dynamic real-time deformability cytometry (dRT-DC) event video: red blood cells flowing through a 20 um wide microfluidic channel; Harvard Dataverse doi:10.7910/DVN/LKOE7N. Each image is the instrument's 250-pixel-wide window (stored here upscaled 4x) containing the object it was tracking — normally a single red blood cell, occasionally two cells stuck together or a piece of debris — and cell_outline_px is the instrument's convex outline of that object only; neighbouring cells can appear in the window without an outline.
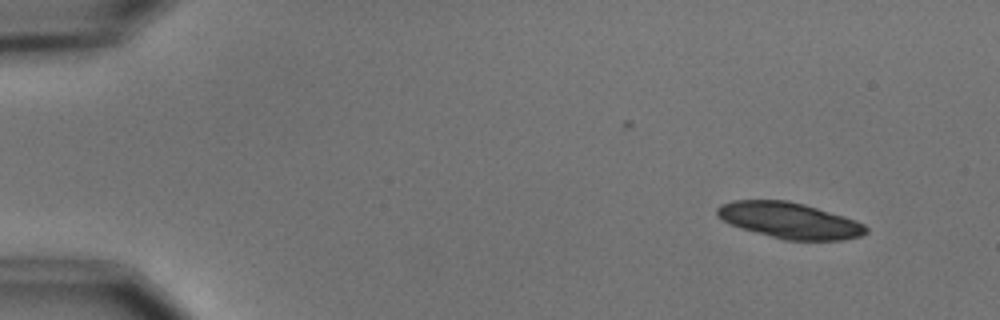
{"species": "common noctule bat (a hibernating species)", "species_latin": "Nyctalus noctula", "temperature_condition": "cold", "stored_images_in_passage": 4, "camera_frame_rate_fps": 3000, "um_per_image_px": 0.085, "animal": {"sex": "male", "body_mass_g": 15.6}, "frame": {"image": 1, "passage_image": 1, "time_ms": 0.0, "image_size_px": [1000, 320], "cell_outline_px": [[868, 232], [860, 236], [844, 240], [784, 240], [740, 228], [724, 220], [716, 212], [716, 208], [720, 204], [736, 200], [788, 200], [804, 204], [844, 216], [856, 220], [864, 224], [868, 228]], "centroid_in_image_um": [67.14, 18.74], "position_along_channel_um": 17.9, "area_um2": 31.1}}